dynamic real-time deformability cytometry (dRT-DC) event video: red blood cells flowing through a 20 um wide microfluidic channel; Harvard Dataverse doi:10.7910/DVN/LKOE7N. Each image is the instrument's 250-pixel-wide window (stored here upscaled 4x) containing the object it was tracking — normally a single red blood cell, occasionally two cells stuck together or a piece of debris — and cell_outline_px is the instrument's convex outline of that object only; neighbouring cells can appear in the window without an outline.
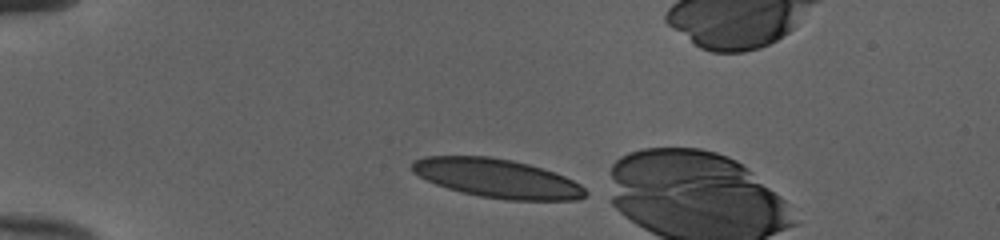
{"species": "human", "species_latin": "Homo sapiens", "temperature_condition": "cold", "stored_images_in_passage": 34, "camera_frame_rate_fps": 3000, "um_per_image_px": 0.085, "donor": {"sex": "female"}, "frame": {"image": 1, "passage_image": 1, "time_ms": 0.0, "image_size_px": [1000, 240], "cell_outline_px": [[588, 196], [580, 200], [508, 200], [480, 196], [460, 192], [436, 184], [412, 172], [412, 160], [424, 156], [488, 156], [512, 160], [528, 164], [556, 172], [580, 184], [588, 192]], "centroid_in_image_um": [42.28, 15.16], "position_along_channel_um": 42.7, "area_um2": 39.36}}
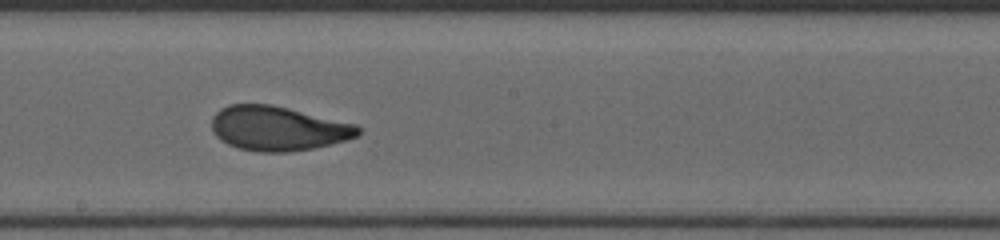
{"frame": {"image": 2, "passage_image": 18, "time_ms": 5.667, "image_size_px": [1000, 240], "cell_outline_px": [[360, 132], [356, 136], [332, 144], [312, 148], [288, 152], [260, 152], [236, 148], [220, 140], [212, 132], [212, 116], [220, 108], [228, 104], [272, 104], [356, 124], [360, 128]], "centroid_in_image_um": [23.58, 10.91], "position_along_channel_um": 224.6, "area_um2": 38.03}}
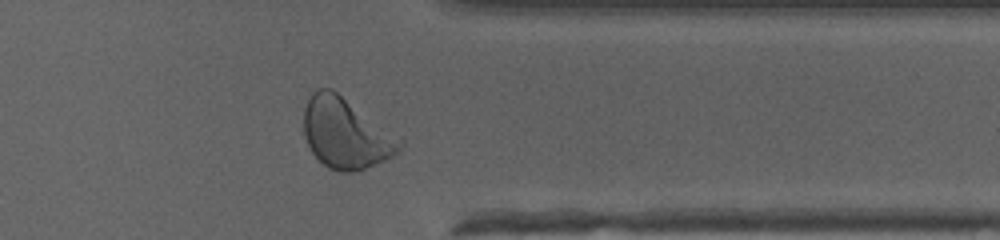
{"frame": {"image": 3, "passage_image": 30, "time_ms": 9.667, "image_size_px": [1000, 240], "cell_outline_px": [[404, 144], [400, 152], [384, 160], [356, 172], [340, 172], [328, 168], [308, 148], [304, 136], [304, 108], [312, 92], [320, 88], [332, 88], [404, 140]], "centroid_in_image_um": [29.4, 11.34], "position_along_channel_um": 382.0, "area_um2": 39.54}}